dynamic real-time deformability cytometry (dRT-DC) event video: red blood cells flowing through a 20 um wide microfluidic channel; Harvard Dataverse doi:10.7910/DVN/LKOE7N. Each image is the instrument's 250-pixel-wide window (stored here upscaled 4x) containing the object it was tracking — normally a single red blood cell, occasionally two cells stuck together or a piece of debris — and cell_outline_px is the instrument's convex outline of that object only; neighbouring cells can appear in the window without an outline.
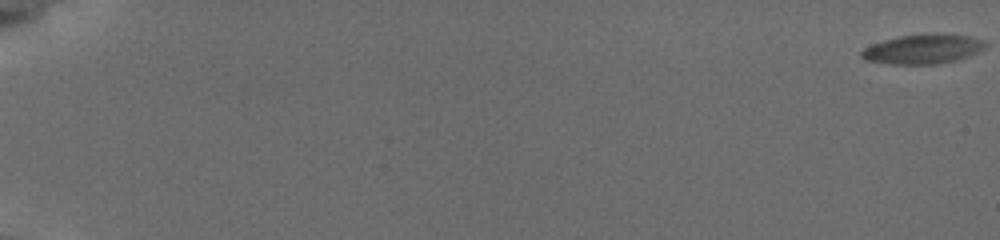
{"species": "common noctule bat (a hibernating species)", "species_latin": "Nyctalus noctula", "temperature_condition": "cold", "stored_images_in_passage": 43, "camera_frame_rate_fps": 3000, "um_per_image_px": 0.085, "animal": {"sex": "female", "body_mass_g": 19.5, "forearm_length_mm": 54.1}, "frame": {"image": 1, "passage_image": 1, "time_ms": 0.0, "image_size_px": [1000, 240], "cell_outline_px": [[984, 44], [972, 52], [952, 60], [932, 64], [896, 64], [868, 60], [860, 56], [860, 52], [864, 48], [888, 40], [904, 36], [964, 36], [976, 40]], "centroid_in_image_um": [78.25, 4.22], "position_along_channel_um": 6.7, "area_um2": 18.96}}
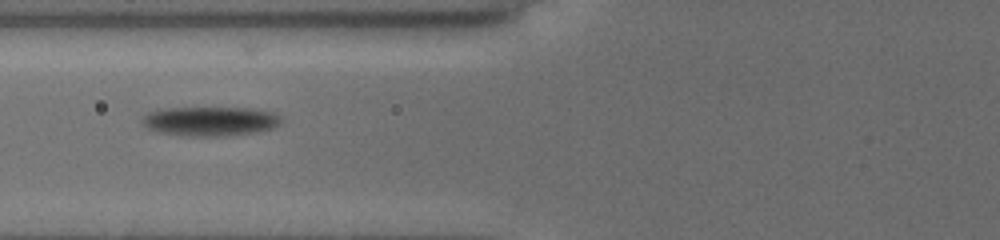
{"frame": {"image": 2, "passage_image": 30, "time_ms": 8.667, "image_size_px": [1000, 240], "cell_outline_px": [[280, 120], [276, 124], [268, 128], [256, 132], [220, 136], [192, 136], [164, 132], [148, 128], [144, 124], [144, 116], [152, 112], [168, 108], [248, 108], [268, 112], [276, 116]], "centroid_in_image_um": [17.83, 10.3], "position_along_channel_um": 108.0, "area_um2": 22.6}}
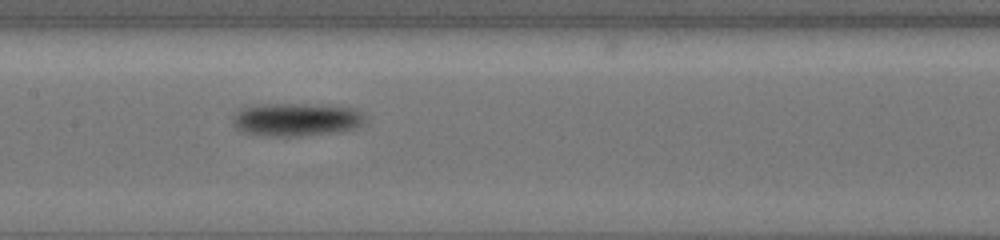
{"frame": {"image": 3, "passage_image": 42, "time_ms": 10.667, "image_size_px": [1000, 240], "cell_outline_px": [[360, 120], [356, 124], [344, 128], [328, 132], [296, 136], [276, 136], [248, 132], [240, 128], [236, 124], [236, 116], [244, 108], [268, 104], [308, 104], [352, 108], [360, 116]], "centroid_in_image_um": [25.1, 10.14], "position_along_channel_um": 182.3, "area_um2": 23.29}}